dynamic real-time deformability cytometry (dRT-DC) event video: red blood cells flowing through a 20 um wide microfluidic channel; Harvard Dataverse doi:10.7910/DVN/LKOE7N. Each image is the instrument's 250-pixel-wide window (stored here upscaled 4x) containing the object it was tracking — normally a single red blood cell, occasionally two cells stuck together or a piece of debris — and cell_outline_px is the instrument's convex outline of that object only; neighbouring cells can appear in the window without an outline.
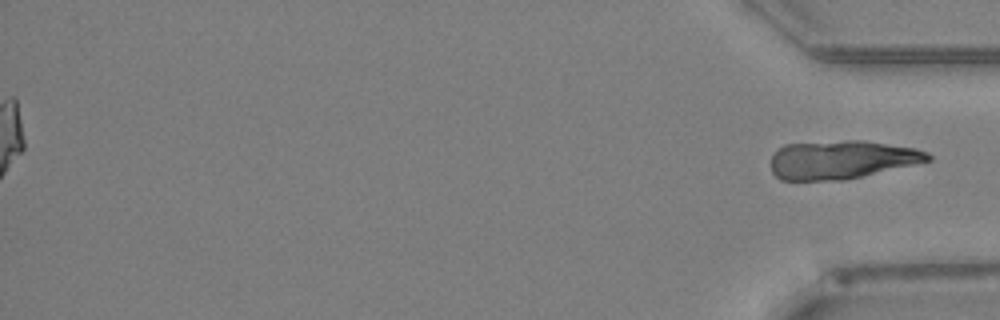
{"species": "Egyptian fruit bat (a non-hibernating species)", "species_latin": "Rousettus aegyptiacus", "temperature_condition": "warm", "stored_images_in_passage": 48, "segment_of_instrument_passage": [2, 2], "camera_frame_rate_fps": 3000, "um_per_image_px": 0.085, "animal": {"sex": "female"}, "frame": {"image": 1, "passage_image": 48, "time_ms": 15.667, "image_size_px": [1000, 320], "cell_outline_px": [[932, 160], [844, 180], [780, 180], [772, 172], [772, 156], [784, 144], [844, 140], [864, 140], [916, 148], [928, 152], [932, 156]], "centroid_in_image_um": [71.55, 13.56], "position_along_channel_um": 363.7, "area_um2": 35.14}}